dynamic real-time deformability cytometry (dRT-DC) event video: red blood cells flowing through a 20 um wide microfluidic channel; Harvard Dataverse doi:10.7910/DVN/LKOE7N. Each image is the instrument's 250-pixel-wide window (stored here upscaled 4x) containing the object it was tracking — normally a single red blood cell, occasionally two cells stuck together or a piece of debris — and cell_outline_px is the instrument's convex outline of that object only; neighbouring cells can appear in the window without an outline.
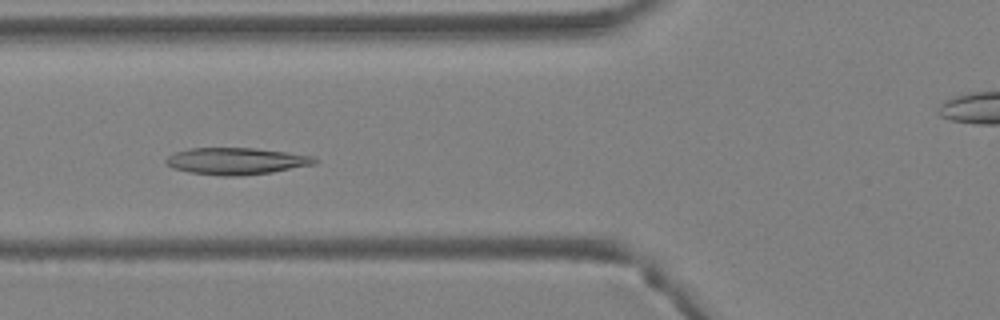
{"species": "Egyptian fruit bat (a non-hibernating species)", "species_latin": "Rousettus aegyptiacus", "temperature_condition": "warm", "stored_images_in_passage": 42, "camera_frame_rate_fps": 3000, "um_per_image_px": 0.085, "animal": {"sex": "female"}, "frame": {"image": 1, "passage_image": 16, "time_ms": 5.0, "image_size_px": [1000, 320], "cell_outline_px": [[320, 160], [316, 164], [272, 172], [240, 176], [220, 176], [192, 172], [172, 168], [164, 160], [168, 156], [176, 152], [192, 148], [252, 148], [284, 152], [312, 156]], "centroid_in_image_um": [20.1, 13.7], "position_along_channel_um": 105.7, "area_um2": 23.06}}
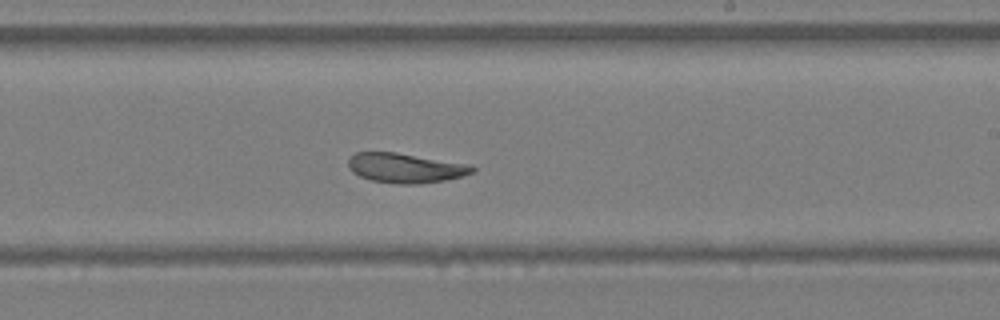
{"frame": {"image": 2, "passage_image": 25, "time_ms": 8.0, "image_size_px": [1000, 320], "cell_outline_px": [[476, 172], [444, 180], [420, 184], [396, 184], [372, 180], [360, 176], [352, 172], [348, 168], [348, 160], [356, 152], [396, 152], [472, 164], [476, 168]], "centroid_in_image_um": [34.49, 14.27], "position_along_channel_um": 254.5, "area_um2": 21.62}}
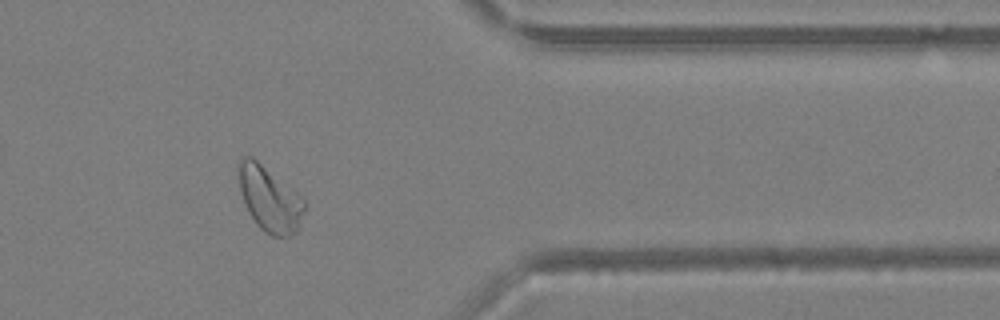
{"frame": {"image": 3, "passage_image": 34, "time_ms": 11.0, "image_size_px": [1000, 320], "cell_outline_px": [[304, 212], [300, 224], [296, 232], [288, 236], [272, 236], [264, 232], [256, 224], [248, 212], [244, 204], [240, 192], [236, 168], [240, 160], [244, 156], [252, 156], [296, 192], [304, 200]], "centroid_in_image_um": [22.87, 16.91], "position_along_channel_um": 388.5, "area_um2": 24.97}, "authors_computed_cell_mechanics": {"area_um2": 25.0852, "velocity_mm_per_s": 4.9734, "shape_relaxation_time_tau1_ms": 2.667, "shape_relaxation_time_tau2_ms": 1.0972, "deformation_change_tau1": 0.1258, "deformation_change_tau2": 0.0782}}